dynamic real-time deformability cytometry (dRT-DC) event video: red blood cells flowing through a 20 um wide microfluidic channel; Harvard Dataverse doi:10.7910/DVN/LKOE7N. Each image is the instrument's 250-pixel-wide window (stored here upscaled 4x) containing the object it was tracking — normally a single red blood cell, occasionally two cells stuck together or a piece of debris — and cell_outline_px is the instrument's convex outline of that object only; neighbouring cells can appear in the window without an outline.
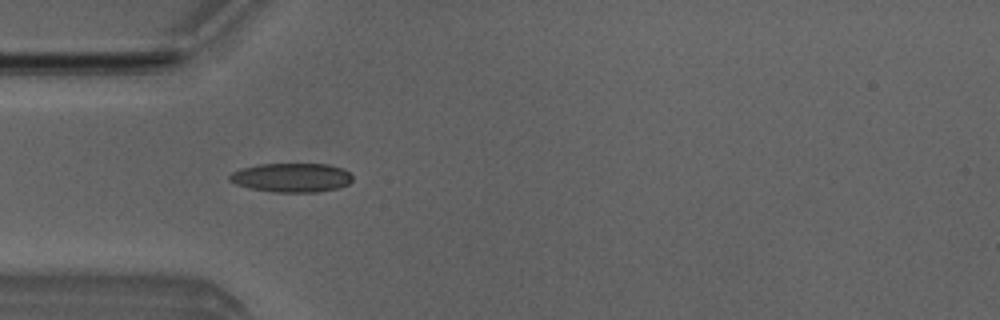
{"species": "Egyptian fruit bat (a non-hibernating species)", "species_latin": "Rousettus aegyptiacus", "temperature_condition": "room temperature", "stored_images_in_passage": 5, "camera_frame_rate_fps": 3000, "um_per_image_px": 0.085, "animal": {"sex": "male"}, "frame": {"image": 1, "passage_image": 4, "time_ms": 4.333, "image_size_px": [1000, 320], "cell_outline_px": [[352, 180], [348, 184], [336, 188], [316, 192], [276, 192], [248, 188], [236, 184], [228, 180], [228, 176], [232, 172], [244, 168], [260, 164], [328, 164], [340, 168], [348, 172], [352, 176]], "centroid_in_image_um": [24.76, 15.1], "position_along_channel_um": 60.2, "area_um2": 20.63}}